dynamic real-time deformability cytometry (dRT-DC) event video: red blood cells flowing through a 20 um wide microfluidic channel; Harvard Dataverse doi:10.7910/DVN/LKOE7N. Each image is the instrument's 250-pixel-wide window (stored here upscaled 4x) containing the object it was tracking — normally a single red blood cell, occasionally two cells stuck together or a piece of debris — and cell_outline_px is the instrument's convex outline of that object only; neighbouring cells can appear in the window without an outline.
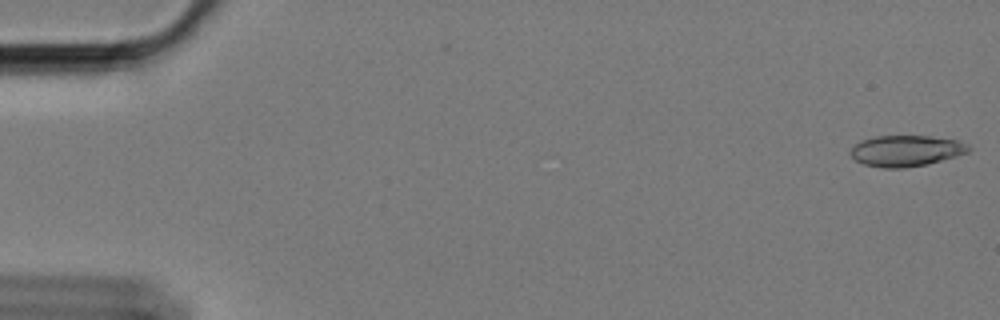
{"species": "Egyptian fruit bat (a non-hibernating species)", "species_latin": "Rousettus aegyptiacus", "temperature_condition": "cold", "stored_images_in_passage": 59, "camera_frame_rate_fps": 3000, "um_per_image_px": 0.085, "animal": {"sex": "female"}, "frame": {"image": 1, "passage_image": 1, "time_ms": 0.0, "image_size_px": [1000, 320], "cell_outline_px": [[972, 148], [968, 152], [956, 156], [928, 164], [904, 168], [880, 168], [864, 164], [856, 160], [848, 152], [860, 140], [876, 136], [928, 136], [956, 140], [968, 144]], "centroid_in_image_um": [77.01, 12.82], "position_along_channel_um": 8.0, "area_um2": 21.39}}
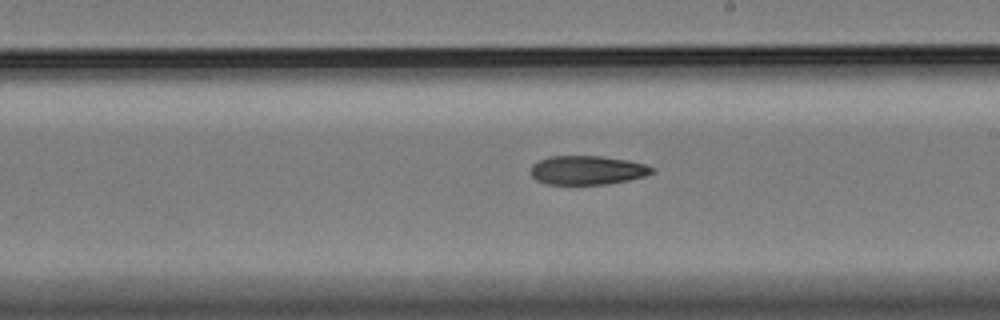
{"frame": {"image": 2, "passage_image": 34, "time_ms": 11.0, "image_size_px": [1000, 320], "cell_outline_px": [[656, 168], [652, 172], [644, 176], [628, 180], [608, 184], [544, 184], [536, 180], [532, 176], [532, 164], [548, 156], [604, 156], [628, 160], [644, 164]], "centroid_in_image_um": [49.92, 14.46], "position_along_channel_um": 239.1, "area_um2": 20.46}}
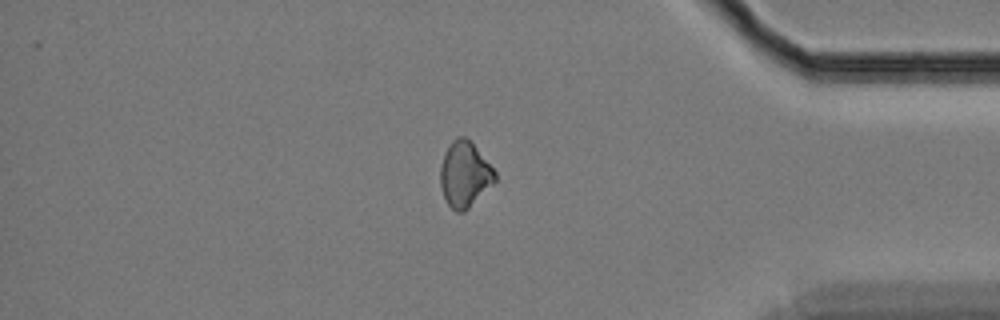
{"frame": {"image": 3, "passage_image": 50, "time_ms": 16.333, "image_size_px": [1000, 320], "cell_outline_px": [[496, 180], [464, 212], [456, 212], [448, 204], [444, 196], [440, 184], [440, 168], [444, 152], [448, 144], [456, 136], [464, 136], [476, 148], [496, 172]], "centroid_in_image_um": [39.47, 14.81], "position_along_channel_um": 395.7, "area_um2": 20.58}, "authors_computed_cell_mechanics": {"area_um2": 21.3282, "velocity_mm_per_s": 3.3988, "shape_relaxation_time_tau1_ms": 8.1865, "shape_relaxation_time_tau2_ms": null, "deformation_change_tau1": 0.1295, "deformation_change_tau2": null}}